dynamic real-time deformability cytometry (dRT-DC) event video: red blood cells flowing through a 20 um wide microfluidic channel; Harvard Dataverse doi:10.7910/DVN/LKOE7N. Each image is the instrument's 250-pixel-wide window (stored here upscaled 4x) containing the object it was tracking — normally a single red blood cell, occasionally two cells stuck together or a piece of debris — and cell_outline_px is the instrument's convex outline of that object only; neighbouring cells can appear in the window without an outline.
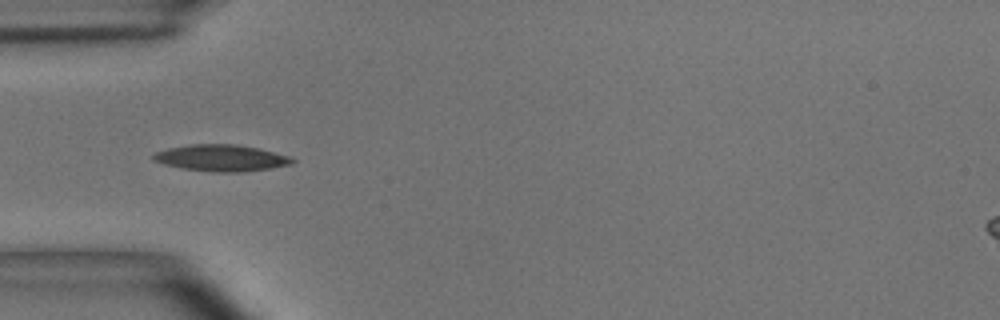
{"species": "common noctule bat (a hibernating species)", "species_latin": "Nyctalus noctula", "temperature_condition": "room temperature", "stored_images_in_passage": 39, "camera_frame_rate_fps": 3000, "um_per_image_px": 0.085, "animal": {"sex": "male", "body_mass_g": 15.6}, "frame": {"image": 1, "passage_image": 1, "time_ms": 0.0, "image_size_px": [1000, 320], "cell_outline_px": [[296, 160], [292, 164], [272, 168], [240, 172], [212, 172], [180, 168], [164, 164], [152, 160], [152, 156], [156, 152], [168, 148], [192, 144], [236, 144], [256, 148], [288, 156]], "centroid_in_image_um": [18.78, 13.43], "position_along_channel_um": 66.2, "area_um2": 21.39}}
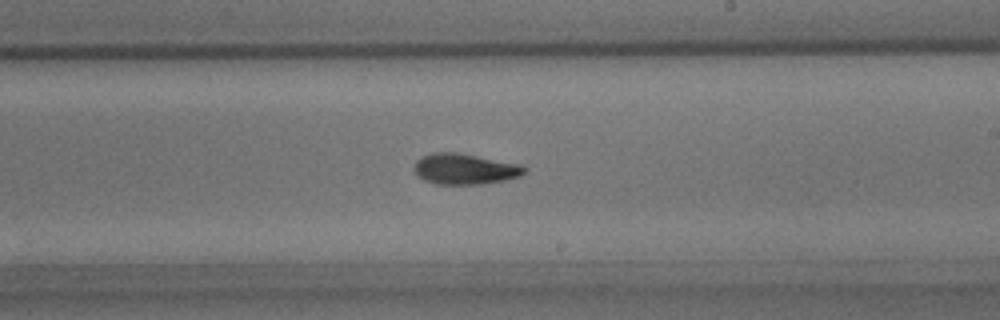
{"frame": {"image": 2, "passage_image": 16, "time_ms": 5.0, "image_size_px": [1000, 320], "cell_outline_px": [[528, 168], [520, 176], [504, 180], [480, 184], [436, 184], [424, 180], [416, 176], [416, 160], [432, 152], [456, 152], [520, 164]], "centroid_in_image_um": [39.51, 14.36], "position_along_channel_um": 249.5, "area_um2": 19.59}}
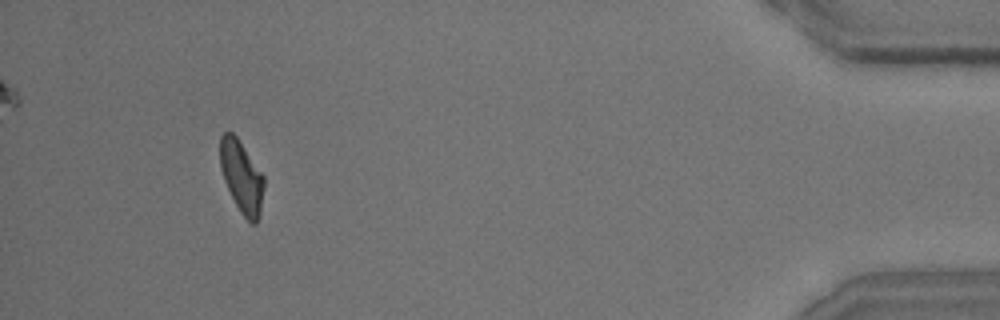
{"frame": {"image": 3, "passage_image": 35, "time_ms": 11.333, "image_size_px": [1000, 320], "cell_outline_px": [[264, 188], [260, 216], [256, 224], [252, 224], [240, 212], [224, 180], [220, 168], [220, 136], [224, 132], [232, 132], [236, 136], [264, 176]], "centroid_in_image_um": [20.54, 15.04], "position_along_channel_um": 414.7, "area_um2": 18.32}, "authors_computed_cell_mechanics": {"area_um2": 19.4786, "velocity_mm_per_s": 3.6566, "shape_relaxation_time_tau1_ms": 3.7845, "shape_relaxation_time_tau2_ms": 4.2176, "deformation_change_tau1": 0.1461, "deformation_change_tau2": 0.1057}}